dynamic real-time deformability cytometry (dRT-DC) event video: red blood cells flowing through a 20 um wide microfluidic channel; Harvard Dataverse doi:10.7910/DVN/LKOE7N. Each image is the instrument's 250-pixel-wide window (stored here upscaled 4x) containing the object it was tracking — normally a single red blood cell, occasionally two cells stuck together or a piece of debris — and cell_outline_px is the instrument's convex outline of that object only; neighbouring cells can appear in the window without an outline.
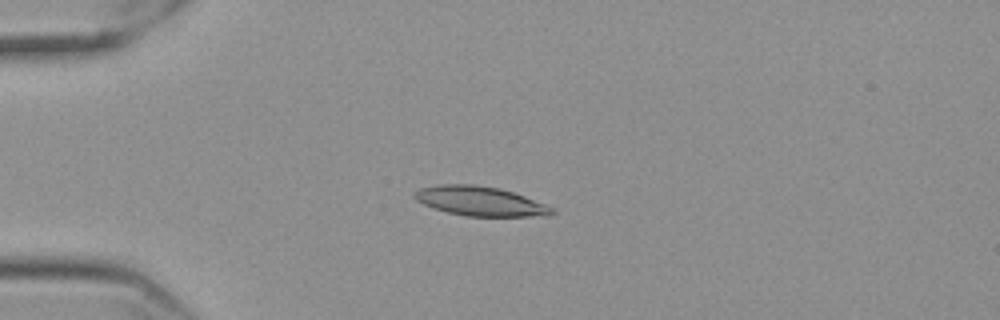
{"species": "Egyptian fruit bat (a non-hibernating species)", "species_latin": "Rousettus aegyptiacus", "temperature_condition": "cold", "stored_images_in_passage": 57, "camera_frame_rate_fps": 3000, "um_per_image_px": 0.085, "frame": {"image": 1, "passage_image": 14, "time_ms": 4.333, "image_size_px": [1000, 320], "cell_outline_px": [[556, 212], [552, 216], [468, 216], [448, 212], [432, 208], [416, 200], [412, 196], [412, 192], [420, 188], [440, 184], [472, 184], [500, 188], [524, 196], [556, 208]], "centroid_in_image_um": [40.83, 17.1], "position_along_channel_um": 44.2, "area_um2": 23.76}}
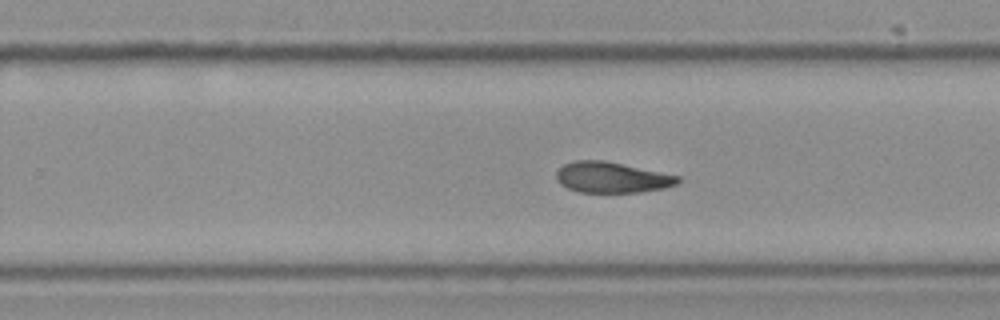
{"frame": {"image": 2, "passage_image": 36, "time_ms": 11.667, "image_size_px": [1000, 320], "cell_outline_px": [[680, 180], [676, 184], [664, 188], [640, 192], [580, 192], [568, 188], [560, 184], [556, 180], [556, 172], [564, 164], [576, 160], [604, 160], [680, 176]], "centroid_in_image_um": [51.98, 15.08], "position_along_channel_um": 277.8, "area_um2": 21.68}}
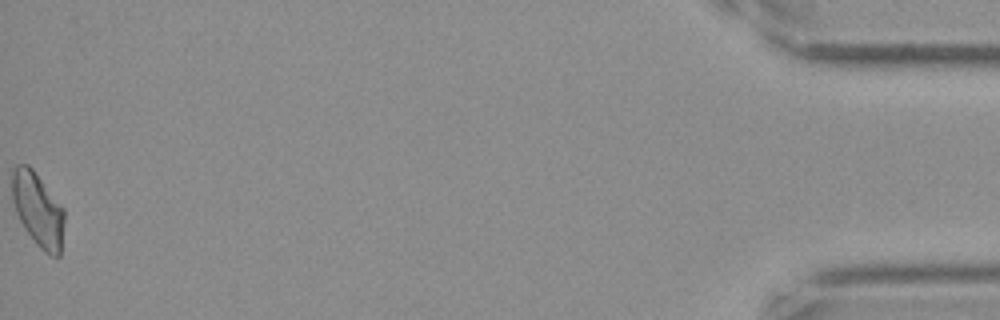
{"frame": {"image": 3, "passage_image": 57, "time_ms": 18.667, "image_size_px": [1000, 320], "cell_outline_px": [[64, 220], [60, 256], [52, 256], [44, 252], [36, 244], [24, 228], [16, 212], [12, 200], [12, 168], [16, 164], [28, 164], [32, 168], [64, 208]], "centroid_in_image_um": [3.21, 17.8], "position_along_channel_um": 432.0, "area_um2": 22.54}, "authors_computed_cell_mechanics": {"area_um2": 22.5998, "velocity_mm_per_s": 3.5347, "shape_relaxation_time_tau1_ms": null, "shape_relaxation_time_tau2_ms": 6.1971, "deformation_change_tau1": null, "deformation_change_tau2": 0.1261}}